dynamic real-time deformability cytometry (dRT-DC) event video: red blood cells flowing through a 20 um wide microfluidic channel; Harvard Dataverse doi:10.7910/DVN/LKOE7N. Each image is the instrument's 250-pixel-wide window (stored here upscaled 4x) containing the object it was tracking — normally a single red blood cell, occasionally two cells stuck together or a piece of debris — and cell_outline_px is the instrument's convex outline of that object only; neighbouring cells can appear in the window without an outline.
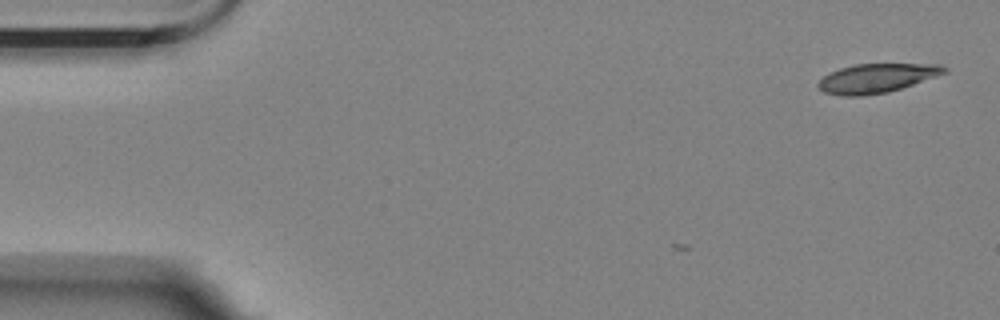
{"species": "Egyptian fruit bat (a non-hibernating species)", "species_latin": "Rousettus aegyptiacus", "temperature_condition": "room temperature", "stored_images_in_passage": 2, "camera_frame_rate_fps": 3000, "um_per_image_px": 0.085, "animal": {"sex": "female"}, "frame": {"image": 1, "passage_image": 2, "time_ms": 0.333, "image_size_px": [1000, 320], "cell_outline_px": [[948, 72], [888, 92], [860, 96], [840, 96], [824, 92], [816, 84], [824, 76], [840, 68], [856, 64], [940, 64], [948, 68]], "centroid_in_image_um": [74.52, 6.64], "position_along_channel_um": 10.5, "area_um2": 21.15}}